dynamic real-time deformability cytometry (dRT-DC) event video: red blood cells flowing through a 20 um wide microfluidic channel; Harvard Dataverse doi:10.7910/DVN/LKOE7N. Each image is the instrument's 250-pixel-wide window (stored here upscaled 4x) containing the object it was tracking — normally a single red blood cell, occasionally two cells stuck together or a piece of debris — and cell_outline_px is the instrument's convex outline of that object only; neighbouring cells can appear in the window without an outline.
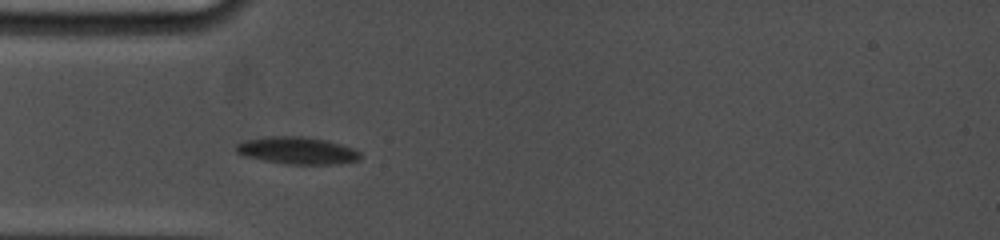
{"species": "common noctule bat (a hibernating species)", "species_latin": "Nyctalus noctula", "temperature_condition": "cold", "stored_images_in_passage": 16, "camera_frame_rate_fps": 5000, "um_per_image_px": 0.085, "animal": {"sex": "female", "body_mass_g": 19.0, "forearm_length_mm": 53.3}, "frame": {"image": 1, "passage_image": 4, "time_ms": 1.8, "image_size_px": [1000, 240], "cell_outline_px": [[360, 160], [332, 164], [288, 164], [264, 160], [244, 156], [236, 152], [236, 144], [244, 140], [264, 136], [304, 136], [328, 140], [352, 148], [360, 152]], "centroid_in_image_um": [25.24, 12.78], "position_along_channel_um": 59.8, "area_um2": 19.71}}
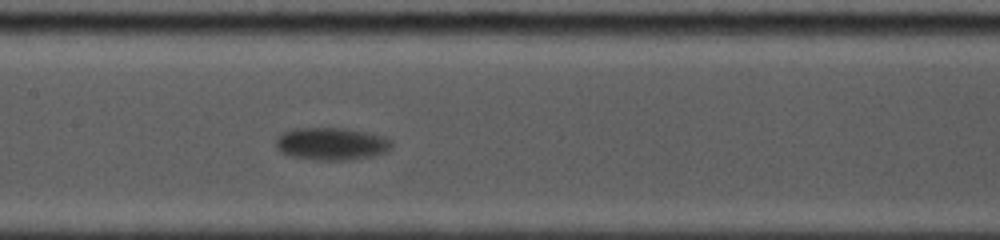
{"frame": {"image": 2, "passage_image": 10, "time_ms": 5.4, "image_size_px": [1000, 240], "cell_outline_px": [[392, 144], [388, 152], [372, 156], [352, 160], [312, 160], [288, 156], [280, 152], [276, 148], [276, 136], [292, 128], [344, 128], [384, 136]], "centroid_in_image_um": [28.12, 12.24], "position_along_channel_um": 179.3, "area_um2": 22.2}}
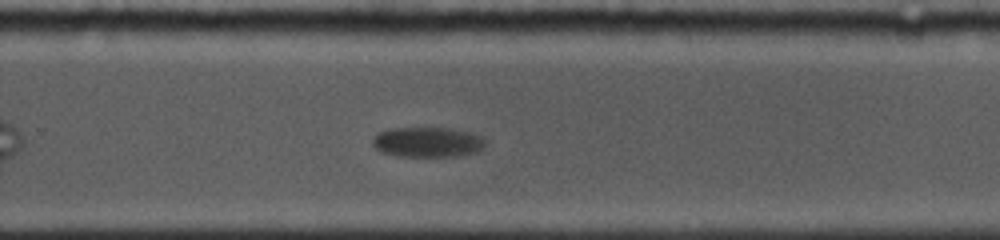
{"frame": {"image": 3, "passage_image": 16, "time_ms": 8.8, "image_size_px": [1000, 240], "cell_outline_px": [[484, 148], [476, 152], [460, 156], [404, 156], [384, 152], [376, 148], [372, 144], [372, 140], [380, 132], [388, 128], [452, 128], [472, 132], [480, 136], [484, 140]], "centroid_in_image_um": [36.39, 12.07], "position_along_channel_um": 293.4, "area_um2": 19.65}}